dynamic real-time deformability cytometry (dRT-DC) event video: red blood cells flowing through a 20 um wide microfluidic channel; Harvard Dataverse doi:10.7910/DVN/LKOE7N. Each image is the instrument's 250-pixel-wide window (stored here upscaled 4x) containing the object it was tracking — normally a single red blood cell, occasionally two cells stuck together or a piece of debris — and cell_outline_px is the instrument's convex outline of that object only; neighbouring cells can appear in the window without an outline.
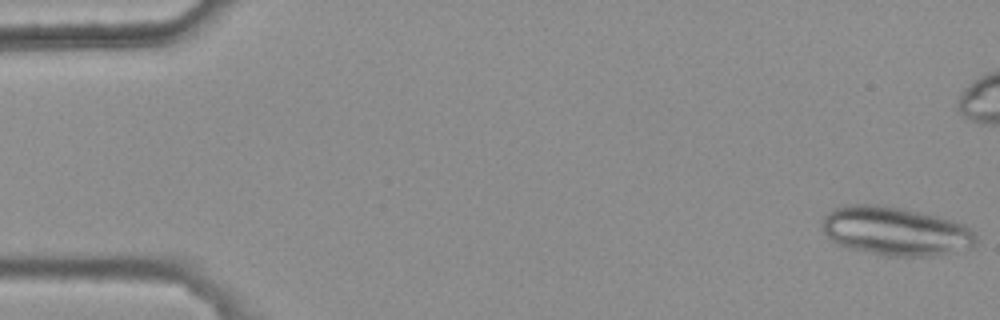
{"species": "common noctule bat (a hibernating species)", "species_latin": "Nyctalus noctula", "temperature_condition": "warm", "stored_images_in_passage": 6, "camera_frame_rate_fps": 3000, "um_per_image_px": 0.085, "animal": {"sex": "female", "body_mass_g": 25.1}, "frame": {"image": 1, "passage_image": 1, "time_ms": 0.0, "image_size_px": [1000, 320], "cell_outline_px": [[976, 244], [972, 248], [936, 256], [880, 256], [848, 248], [832, 240], [824, 232], [820, 224], [820, 220], [832, 208], [848, 204], [880, 204], [904, 208], [940, 216], [964, 224], [972, 228], [976, 232]], "centroid_in_image_um": [76.13, 19.64], "position_along_channel_um": 8.9, "area_um2": 44.68}}